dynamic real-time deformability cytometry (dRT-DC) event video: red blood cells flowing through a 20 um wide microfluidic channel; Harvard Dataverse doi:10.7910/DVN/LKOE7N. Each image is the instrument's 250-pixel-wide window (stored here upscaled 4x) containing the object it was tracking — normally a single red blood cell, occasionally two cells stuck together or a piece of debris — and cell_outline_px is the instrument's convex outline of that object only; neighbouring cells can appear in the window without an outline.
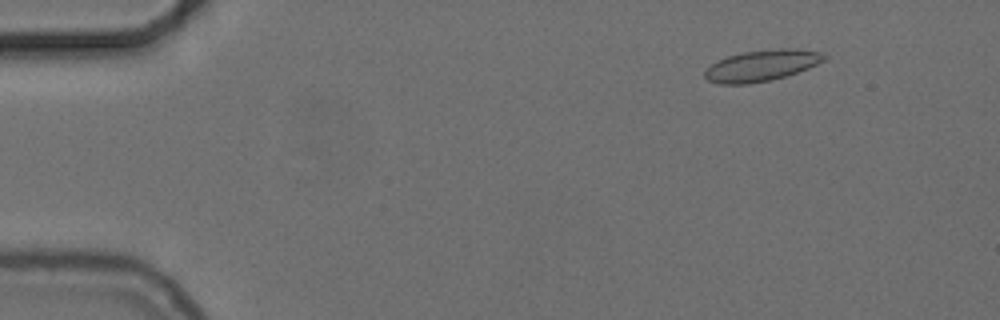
{"species": "common noctule bat (a hibernating species)", "species_latin": "Nyctalus noctula", "temperature_condition": "cold", "stored_images_in_passage": 56, "camera_frame_rate_fps": 3000, "um_per_image_px": 0.085, "animal": {"sex": "female", "body_mass_g": 24.6, "forearm_length_mm": 56.2}, "frame": {"image": 1, "passage_image": 7, "time_ms": 2.0, "image_size_px": [1000, 320], "cell_outline_px": [[828, 56], [824, 60], [808, 68], [772, 80], [748, 84], [720, 84], [708, 80], [704, 76], [704, 72], [712, 64], [728, 56], [740, 52], [776, 48], [796, 48], [820, 52]], "centroid_in_image_um": [64.75, 5.56], "position_along_channel_um": 20.3, "area_um2": 21.62}}
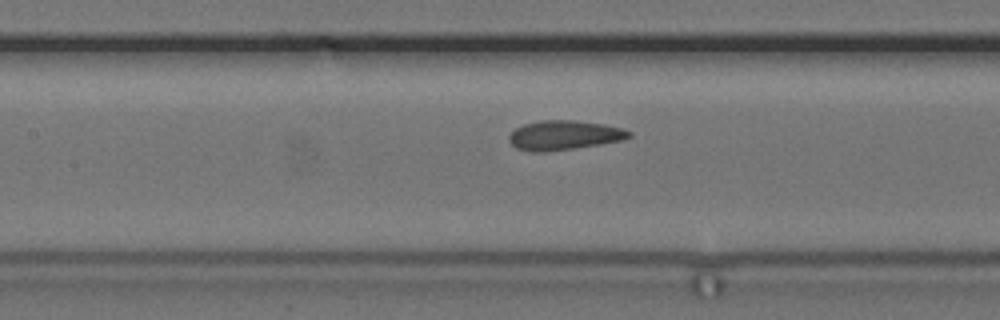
{"frame": {"image": 2, "passage_image": 26, "time_ms": 8.333, "image_size_px": [1000, 320], "cell_outline_px": [[632, 136], [624, 140], [576, 148], [544, 152], [532, 152], [516, 148], [508, 140], [508, 136], [516, 128], [524, 124], [540, 120], [572, 120], [604, 124], [620, 128], [632, 132]], "centroid_in_image_um": [47.94, 11.5], "position_along_channel_um": 159.5, "area_um2": 20.63}}
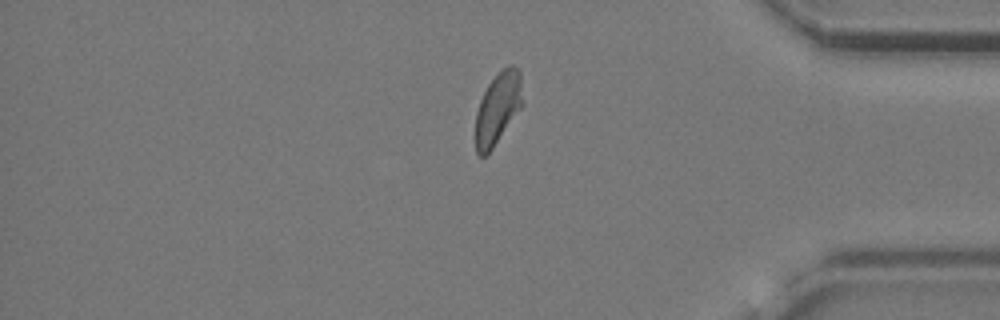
{"frame": {"image": 3, "passage_image": 47, "time_ms": 15.333, "image_size_px": [1000, 320], "cell_outline_px": [[520, 108], [492, 148], [484, 156], [480, 156], [476, 152], [476, 112], [480, 100], [488, 84], [496, 72], [508, 64], [512, 64], [520, 72]], "centroid_in_image_um": [42.27, 9.16], "position_along_channel_um": 392.9, "area_um2": 19.07}, "authors_computed_cell_mechanics": {"area_um2": 20.4901, "velocity_mm_per_s": 3.7014, "shape_relaxation_time_tau1_ms": 2.747, "shape_relaxation_time_tau2_ms": 1.2349, "deformation_change_tau1": 0.0667, "deformation_change_tau2": 0.0599}}